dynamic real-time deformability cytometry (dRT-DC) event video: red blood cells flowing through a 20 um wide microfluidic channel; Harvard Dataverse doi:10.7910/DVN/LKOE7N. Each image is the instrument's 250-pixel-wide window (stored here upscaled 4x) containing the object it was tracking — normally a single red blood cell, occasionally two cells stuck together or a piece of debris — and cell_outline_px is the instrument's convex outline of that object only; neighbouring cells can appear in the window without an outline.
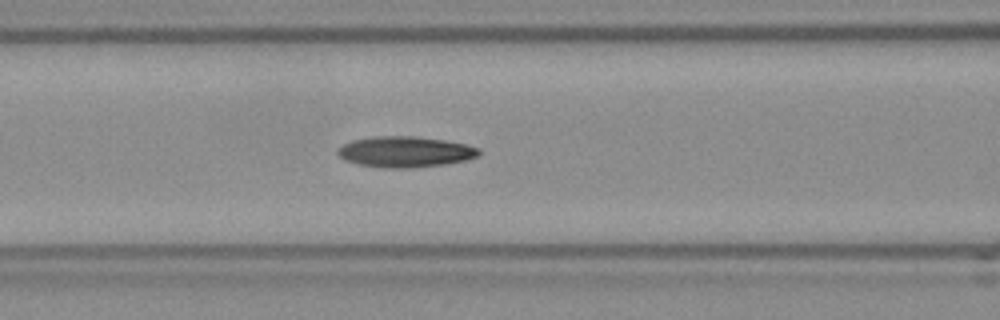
{"species": "Egyptian fruit bat (a non-hibernating species)", "species_latin": "Rousettus aegyptiacus", "temperature_condition": "room temperature", "stored_images_in_passage": 48, "camera_frame_rate_fps": 3000, "um_per_image_px": 0.085, "frame": {"image": 1, "passage_image": 21, "time_ms": 6.667, "image_size_px": [1000, 320], "cell_outline_px": [[480, 152], [476, 156], [468, 160], [444, 164], [412, 168], [384, 168], [356, 164], [344, 160], [336, 152], [344, 144], [352, 140], [372, 136], [416, 136], [444, 140], [464, 144], [480, 148]], "centroid_in_image_um": [34.42, 12.91], "position_along_channel_um": 132.2, "area_um2": 25.43}}